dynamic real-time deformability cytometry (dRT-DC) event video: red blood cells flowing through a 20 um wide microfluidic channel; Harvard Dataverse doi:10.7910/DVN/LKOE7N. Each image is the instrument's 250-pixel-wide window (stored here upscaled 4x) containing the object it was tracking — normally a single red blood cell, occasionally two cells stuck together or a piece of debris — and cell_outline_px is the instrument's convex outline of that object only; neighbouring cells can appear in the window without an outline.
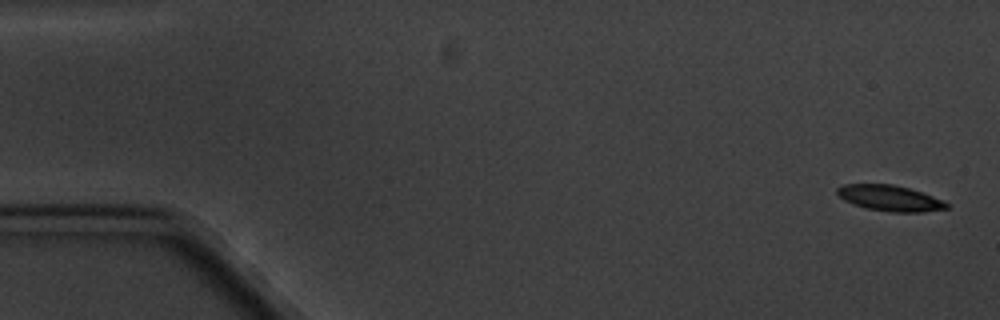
{"species": "common noctule bat (a hibernating species)", "species_latin": "Nyctalus noctula", "temperature_condition": "cold", "stored_images_in_passage": 17, "camera_frame_rate_fps": 3000, "um_per_image_px": 0.085, "animal": {"sex": "male", "body_mass_g": 20.1, "forearm_length_mm": 53.5}, "frame": {"image": 1, "passage_image": 1, "time_ms": 0.0, "image_size_px": [1000, 320], "cell_outline_px": [[948, 208], [924, 212], [892, 212], [864, 208], [852, 204], [844, 200], [836, 192], [836, 188], [844, 184], [892, 184], [908, 188], [932, 196], [948, 204]], "centroid_in_image_um": [75.59, 16.84], "position_along_channel_um": 9.4, "area_um2": 16.3}}
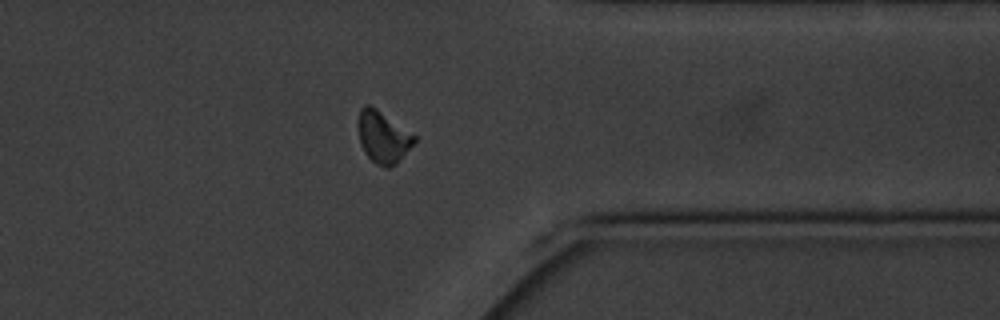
{"frame": {"image": 2, "passage_image": 14, "time_ms": 15.0, "image_size_px": [1000, 320], "cell_outline_px": [[416, 140], [400, 160], [396, 164], [388, 168], [384, 168], [376, 164], [364, 152], [360, 144], [360, 108], [364, 104], [368, 104], [376, 108], [416, 136]], "centroid_in_image_um": [32.57, 11.67], "position_along_channel_um": 378.8, "area_um2": 16.59}}
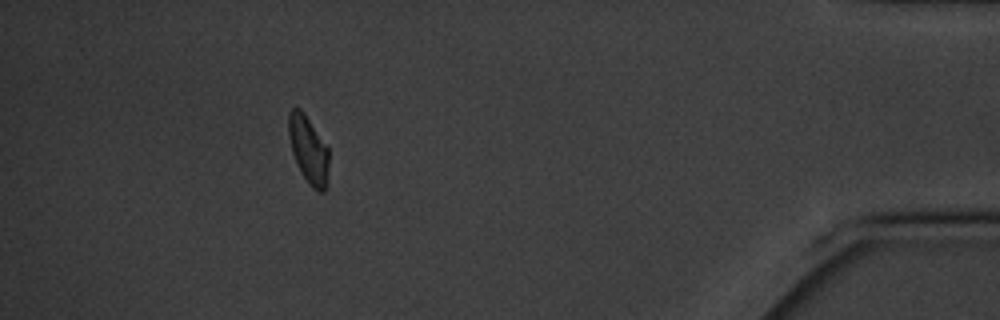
{"frame": {"image": 3, "passage_image": 16, "time_ms": 17.333, "image_size_px": [1000, 320], "cell_outline_px": [[328, 164], [324, 192], [316, 192], [312, 188], [300, 172], [292, 152], [288, 136], [288, 112], [292, 108], [300, 108], [304, 112], [328, 148]], "centroid_in_image_um": [26.18, 12.7], "position_along_channel_um": 409.0, "area_um2": 15.72}, "authors_computed_cell_mechanics": {"area_um2": 16.5886, "velocity_mm_per_s": 3.3557, "shape_relaxation_time_tau1_ms": 2.7248, "shape_relaxation_time_tau2_ms": 7.7086, "deformation_change_tau1": 0.0991, "deformation_change_tau2": 0.0908}}